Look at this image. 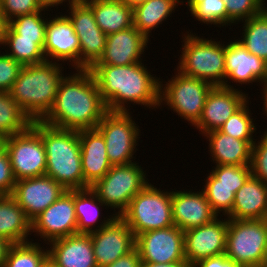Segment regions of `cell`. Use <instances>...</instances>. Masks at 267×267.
Masks as SVG:
<instances>
[{
  "instance_id": "obj_12",
  "label": "cell",
  "mask_w": 267,
  "mask_h": 267,
  "mask_svg": "<svg viewBox=\"0 0 267 267\" xmlns=\"http://www.w3.org/2000/svg\"><path fill=\"white\" fill-rule=\"evenodd\" d=\"M66 15L79 38L80 69H90L104 54L107 35L97 25L92 8L84 1L68 6Z\"/></svg>"
},
{
  "instance_id": "obj_31",
  "label": "cell",
  "mask_w": 267,
  "mask_h": 267,
  "mask_svg": "<svg viewBox=\"0 0 267 267\" xmlns=\"http://www.w3.org/2000/svg\"><path fill=\"white\" fill-rule=\"evenodd\" d=\"M44 43L45 39L21 38L7 24L3 25L0 46L9 47V50L5 49V54L23 66L47 61L43 52Z\"/></svg>"
},
{
  "instance_id": "obj_20",
  "label": "cell",
  "mask_w": 267,
  "mask_h": 267,
  "mask_svg": "<svg viewBox=\"0 0 267 267\" xmlns=\"http://www.w3.org/2000/svg\"><path fill=\"white\" fill-rule=\"evenodd\" d=\"M66 189L47 175L17 180L11 194L32 221L54 203Z\"/></svg>"
},
{
  "instance_id": "obj_25",
  "label": "cell",
  "mask_w": 267,
  "mask_h": 267,
  "mask_svg": "<svg viewBox=\"0 0 267 267\" xmlns=\"http://www.w3.org/2000/svg\"><path fill=\"white\" fill-rule=\"evenodd\" d=\"M228 219H267V184L251 175L235 193Z\"/></svg>"
},
{
  "instance_id": "obj_26",
  "label": "cell",
  "mask_w": 267,
  "mask_h": 267,
  "mask_svg": "<svg viewBox=\"0 0 267 267\" xmlns=\"http://www.w3.org/2000/svg\"><path fill=\"white\" fill-rule=\"evenodd\" d=\"M208 139V151L216 165H250L255 141H244L213 130L203 135Z\"/></svg>"
},
{
  "instance_id": "obj_48",
  "label": "cell",
  "mask_w": 267,
  "mask_h": 267,
  "mask_svg": "<svg viewBox=\"0 0 267 267\" xmlns=\"http://www.w3.org/2000/svg\"><path fill=\"white\" fill-rule=\"evenodd\" d=\"M79 0H38L39 4L41 5L42 8L44 9H49L50 7L52 8H58L59 5H62L64 4L65 5V2H68L67 3V6H70L71 4L73 3H76L78 2Z\"/></svg>"
},
{
  "instance_id": "obj_1",
  "label": "cell",
  "mask_w": 267,
  "mask_h": 267,
  "mask_svg": "<svg viewBox=\"0 0 267 267\" xmlns=\"http://www.w3.org/2000/svg\"><path fill=\"white\" fill-rule=\"evenodd\" d=\"M74 72L61 79L53 106L40 121L61 129H95L108 109L92 72L89 69Z\"/></svg>"
},
{
  "instance_id": "obj_4",
  "label": "cell",
  "mask_w": 267,
  "mask_h": 267,
  "mask_svg": "<svg viewBox=\"0 0 267 267\" xmlns=\"http://www.w3.org/2000/svg\"><path fill=\"white\" fill-rule=\"evenodd\" d=\"M63 68L52 61L22 67L8 92L32 121L41 120L52 108Z\"/></svg>"
},
{
  "instance_id": "obj_33",
  "label": "cell",
  "mask_w": 267,
  "mask_h": 267,
  "mask_svg": "<svg viewBox=\"0 0 267 267\" xmlns=\"http://www.w3.org/2000/svg\"><path fill=\"white\" fill-rule=\"evenodd\" d=\"M242 23L243 30L240 33L242 36L237 40L248 52L267 63V8L261 14L242 21Z\"/></svg>"
},
{
  "instance_id": "obj_3",
  "label": "cell",
  "mask_w": 267,
  "mask_h": 267,
  "mask_svg": "<svg viewBox=\"0 0 267 267\" xmlns=\"http://www.w3.org/2000/svg\"><path fill=\"white\" fill-rule=\"evenodd\" d=\"M41 136L46 153L45 175L66 190L84 189L79 131L61 129L38 120L31 125Z\"/></svg>"
},
{
  "instance_id": "obj_7",
  "label": "cell",
  "mask_w": 267,
  "mask_h": 267,
  "mask_svg": "<svg viewBox=\"0 0 267 267\" xmlns=\"http://www.w3.org/2000/svg\"><path fill=\"white\" fill-rule=\"evenodd\" d=\"M120 217L133 231L135 238L146 231L173 226L171 191H161L148 183L131 199Z\"/></svg>"
},
{
  "instance_id": "obj_19",
  "label": "cell",
  "mask_w": 267,
  "mask_h": 267,
  "mask_svg": "<svg viewBox=\"0 0 267 267\" xmlns=\"http://www.w3.org/2000/svg\"><path fill=\"white\" fill-rule=\"evenodd\" d=\"M227 44V45H226ZM225 44L226 80L223 87L233 89L232 83L245 85L253 82L264 84L267 82V63L254 54L248 52L237 39ZM228 79V80H227ZM229 81V82H228Z\"/></svg>"
},
{
  "instance_id": "obj_44",
  "label": "cell",
  "mask_w": 267,
  "mask_h": 267,
  "mask_svg": "<svg viewBox=\"0 0 267 267\" xmlns=\"http://www.w3.org/2000/svg\"><path fill=\"white\" fill-rule=\"evenodd\" d=\"M15 183L9 155L4 143L0 140V195L12 194Z\"/></svg>"
},
{
  "instance_id": "obj_32",
  "label": "cell",
  "mask_w": 267,
  "mask_h": 267,
  "mask_svg": "<svg viewBox=\"0 0 267 267\" xmlns=\"http://www.w3.org/2000/svg\"><path fill=\"white\" fill-rule=\"evenodd\" d=\"M32 120L10 96L0 91V140L26 131Z\"/></svg>"
},
{
  "instance_id": "obj_52",
  "label": "cell",
  "mask_w": 267,
  "mask_h": 267,
  "mask_svg": "<svg viewBox=\"0 0 267 267\" xmlns=\"http://www.w3.org/2000/svg\"><path fill=\"white\" fill-rule=\"evenodd\" d=\"M44 267H57L55 266L52 262H50L49 260L45 263Z\"/></svg>"
},
{
  "instance_id": "obj_24",
  "label": "cell",
  "mask_w": 267,
  "mask_h": 267,
  "mask_svg": "<svg viewBox=\"0 0 267 267\" xmlns=\"http://www.w3.org/2000/svg\"><path fill=\"white\" fill-rule=\"evenodd\" d=\"M79 142L86 189L102 179L112 165L107 156L105 140L96 128L79 131Z\"/></svg>"
},
{
  "instance_id": "obj_35",
  "label": "cell",
  "mask_w": 267,
  "mask_h": 267,
  "mask_svg": "<svg viewBox=\"0 0 267 267\" xmlns=\"http://www.w3.org/2000/svg\"><path fill=\"white\" fill-rule=\"evenodd\" d=\"M251 175L250 165H215L203 186H225L235 194Z\"/></svg>"
},
{
  "instance_id": "obj_10",
  "label": "cell",
  "mask_w": 267,
  "mask_h": 267,
  "mask_svg": "<svg viewBox=\"0 0 267 267\" xmlns=\"http://www.w3.org/2000/svg\"><path fill=\"white\" fill-rule=\"evenodd\" d=\"M131 113L108 111L96 127L105 140L112 166L133 163L134 154L138 150L136 146L141 131Z\"/></svg>"
},
{
  "instance_id": "obj_38",
  "label": "cell",
  "mask_w": 267,
  "mask_h": 267,
  "mask_svg": "<svg viewBox=\"0 0 267 267\" xmlns=\"http://www.w3.org/2000/svg\"><path fill=\"white\" fill-rule=\"evenodd\" d=\"M49 10H39L34 13L20 15L10 20L6 24L21 38L45 39L46 24L48 17L43 14ZM46 17V19H45Z\"/></svg>"
},
{
  "instance_id": "obj_23",
  "label": "cell",
  "mask_w": 267,
  "mask_h": 267,
  "mask_svg": "<svg viewBox=\"0 0 267 267\" xmlns=\"http://www.w3.org/2000/svg\"><path fill=\"white\" fill-rule=\"evenodd\" d=\"M47 246L48 260L57 267H98L90 234L69 235Z\"/></svg>"
},
{
  "instance_id": "obj_8",
  "label": "cell",
  "mask_w": 267,
  "mask_h": 267,
  "mask_svg": "<svg viewBox=\"0 0 267 267\" xmlns=\"http://www.w3.org/2000/svg\"><path fill=\"white\" fill-rule=\"evenodd\" d=\"M145 172L134 159L131 164L111 166L90 188L107 208L114 209L115 216L120 217L131 199L150 183Z\"/></svg>"
},
{
  "instance_id": "obj_17",
  "label": "cell",
  "mask_w": 267,
  "mask_h": 267,
  "mask_svg": "<svg viewBox=\"0 0 267 267\" xmlns=\"http://www.w3.org/2000/svg\"><path fill=\"white\" fill-rule=\"evenodd\" d=\"M98 267H105L135 248L133 231L121 217H115L105 227L89 233Z\"/></svg>"
},
{
  "instance_id": "obj_13",
  "label": "cell",
  "mask_w": 267,
  "mask_h": 267,
  "mask_svg": "<svg viewBox=\"0 0 267 267\" xmlns=\"http://www.w3.org/2000/svg\"><path fill=\"white\" fill-rule=\"evenodd\" d=\"M32 233L43 238L45 244L78 233L74 190H66L32 220Z\"/></svg>"
},
{
  "instance_id": "obj_50",
  "label": "cell",
  "mask_w": 267,
  "mask_h": 267,
  "mask_svg": "<svg viewBox=\"0 0 267 267\" xmlns=\"http://www.w3.org/2000/svg\"><path fill=\"white\" fill-rule=\"evenodd\" d=\"M261 91H262V100L264 101V102H261V103H263V115L264 114H266L265 116L267 117V82L264 84V86H263V89L261 88ZM266 130H267V128H266Z\"/></svg>"
},
{
  "instance_id": "obj_49",
  "label": "cell",
  "mask_w": 267,
  "mask_h": 267,
  "mask_svg": "<svg viewBox=\"0 0 267 267\" xmlns=\"http://www.w3.org/2000/svg\"><path fill=\"white\" fill-rule=\"evenodd\" d=\"M140 267H191L187 262L173 263H144L141 262Z\"/></svg>"
},
{
  "instance_id": "obj_2",
  "label": "cell",
  "mask_w": 267,
  "mask_h": 267,
  "mask_svg": "<svg viewBox=\"0 0 267 267\" xmlns=\"http://www.w3.org/2000/svg\"><path fill=\"white\" fill-rule=\"evenodd\" d=\"M89 70L108 111L129 112L131 103L149 109L159 107L161 79L147 70L144 63L93 65Z\"/></svg>"
},
{
  "instance_id": "obj_36",
  "label": "cell",
  "mask_w": 267,
  "mask_h": 267,
  "mask_svg": "<svg viewBox=\"0 0 267 267\" xmlns=\"http://www.w3.org/2000/svg\"><path fill=\"white\" fill-rule=\"evenodd\" d=\"M191 16L200 23L217 27L227 26V12L224 0H187Z\"/></svg>"
},
{
  "instance_id": "obj_47",
  "label": "cell",
  "mask_w": 267,
  "mask_h": 267,
  "mask_svg": "<svg viewBox=\"0 0 267 267\" xmlns=\"http://www.w3.org/2000/svg\"><path fill=\"white\" fill-rule=\"evenodd\" d=\"M12 244L13 243H11L8 239L0 236V267H4L8 251Z\"/></svg>"
},
{
  "instance_id": "obj_29",
  "label": "cell",
  "mask_w": 267,
  "mask_h": 267,
  "mask_svg": "<svg viewBox=\"0 0 267 267\" xmlns=\"http://www.w3.org/2000/svg\"><path fill=\"white\" fill-rule=\"evenodd\" d=\"M74 205L77 219L78 233L89 234L98 231L109 224L116 216L114 214L103 217L100 206H107L97 197L91 188L74 190ZM101 222H100V220ZM99 223V224H98Z\"/></svg>"
},
{
  "instance_id": "obj_42",
  "label": "cell",
  "mask_w": 267,
  "mask_h": 267,
  "mask_svg": "<svg viewBox=\"0 0 267 267\" xmlns=\"http://www.w3.org/2000/svg\"><path fill=\"white\" fill-rule=\"evenodd\" d=\"M260 138L252 145L250 168L255 178L267 184V130Z\"/></svg>"
},
{
  "instance_id": "obj_14",
  "label": "cell",
  "mask_w": 267,
  "mask_h": 267,
  "mask_svg": "<svg viewBox=\"0 0 267 267\" xmlns=\"http://www.w3.org/2000/svg\"><path fill=\"white\" fill-rule=\"evenodd\" d=\"M135 247L144 263L186 262L184 232L175 225L139 234Z\"/></svg>"
},
{
  "instance_id": "obj_30",
  "label": "cell",
  "mask_w": 267,
  "mask_h": 267,
  "mask_svg": "<svg viewBox=\"0 0 267 267\" xmlns=\"http://www.w3.org/2000/svg\"><path fill=\"white\" fill-rule=\"evenodd\" d=\"M183 3V0H148L135 5L133 26L150 40L151 31L159 28L158 25L163 24L175 12L178 5Z\"/></svg>"
},
{
  "instance_id": "obj_34",
  "label": "cell",
  "mask_w": 267,
  "mask_h": 267,
  "mask_svg": "<svg viewBox=\"0 0 267 267\" xmlns=\"http://www.w3.org/2000/svg\"><path fill=\"white\" fill-rule=\"evenodd\" d=\"M23 242L12 244L4 267H44L48 261V247L40 246L38 242ZM43 248V249H42Z\"/></svg>"
},
{
  "instance_id": "obj_27",
  "label": "cell",
  "mask_w": 267,
  "mask_h": 267,
  "mask_svg": "<svg viewBox=\"0 0 267 267\" xmlns=\"http://www.w3.org/2000/svg\"><path fill=\"white\" fill-rule=\"evenodd\" d=\"M32 221L11 194L0 195V236L11 243L31 241Z\"/></svg>"
},
{
  "instance_id": "obj_18",
  "label": "cell",
  "mask_w": 267,
  "mask_h": 267,
  "mask_svg": "<svg viewBox=\"0 0 267 267\" xmlns=\"http://www.w3.org/2000/svg\"><path fill=\"white\" fill-rule=\"evenodd\" d=\"M250 97L239 88L213 86L194 127L204 135L218 130Z\"/></svg>"
},
{
  "instance_id": "obj_51",
  "label": "cell",
  "mask_w": 267,
  "mask_h": 267,
  "mask_svg": "<svg viewBox=\"0 0 267 267\" xmlns=\"http://www.w3.org/2000/svg\"><path fill=\"white\" fill-rule=\"evenodd\" d=\"M122 1H124L126 4H129V5H131L133 7L135 5H138L140 3L146 2L148 0H122Z\"/></svg>"
},
{
  "instance_id": "obj_16",
  "label": "cell",
  "mask_w": 267,
  "mask_h": 267,
  "mask_svg": "<svg viewBox=\"0 0 267 267\" xmlns=\"http://www.w3.org/2000/svg\"><path fill=\"white\" fill-rule=\"evenodd\" d=\"M221 217L184 232L185 259L191 267L201 259L225 253L228 218Z\"/></svg>"
},
{
  "instance_id": "obj_22",
  "label": "cell",
  "mask_w": 267,
  "mask_h": 267,
  "mask_svg": "<svg viewBox=\"0 0 267 267\" xmlns=\"http://www.w3.org/2000/svg\"><path fill=\"white\" fill-rule=\"evenodd\" d=\"M149 40L134 26L107 35L104 54L94 65L125 66L139 63Z\"/></svg>"
},
{
  "instance_id": "obj_5",
  "label": "cell",
  "mask_w": 267,
  "mask_h": 267,
  "mask_svg": "<svg viewBox=\"0 0 267 267\" xmlns=\"http://www.w3.org/2000/svg\"><path fill=\"white\" fill-rule=\"evenodd\" d=\"M185 33L182 34L180 59L174 70L213 86H223L226 80L225 42L200 37L192 30Z\"/></svg>"
},
{
  "instance_id": "obj_28",
  "label": "cell",
  "mask_w": 267,
  "mask_h": 267,
  "mask_svg": "<svg viewBox=\"0 0 267 267\" xmlns=\"http://www.w3.org/2000/svg\"><path fill=\"white\" fill-rule=\"evenodd\" d=\"M99 28L112 34L133 26V7L122 0H84Z\"/></svg>"
},
{
  "instance_id": "obj_15",
  "label": "cell",
  "mask_w": 267,
  "mask_h": 267,
  "mask_svg": "<svg viewBox=\"0 0 267 267\" xmlns=\"http://www.w3.org/2000/svg\"><path fill=\"white\" fill-rule=\"evenodd\" d=\"M59 14L48 18L43 47L44 55L47 61L56 63L68 61L69 67L71 65L72 69H80L79 38L66 14L60 12Z\"/></svg>"
},
{
  "instance_id": "obj_53",
  "label": "cell",
  "mask_w": 267,
  "mask_h": 267,
  "mask_svg": "<svg viewBox=\"0 0 267 267\" xmlns=\"http://www.w3.org/2000/svg\"><path fill=\"white\" fill-rule=\"evenodd\" d=\"M3 23L1 21V18H0V41H1V35H2V28H3Z\"/></svg>"
},
{
  "instance_id": "obj_37",
  "label": "cell",
  "mask_w": 267,
  "mask_h": 267,
  "mask_svg": "<svg viewBox=\"0 0 267 267\" xmlns=\"http://www.w3.org/2000/svg\"><path fill=\"white\" fill-rule=\"evenodd\" d=\"M249 102L248 99L218 130L236 139L255 141L253 134L257 131V126L254 124Z\"/></svg>"
},
{
  "instance_id": "obj_9",
  "label": "cell",
  "mask_w": 267,
  "mask_h": 267,
  "mask_svg": "<svg viewBox=\"0 0 267 267\" xmlns=\"http://www.w3.org/2000/svg\"><path fill=\"white\" fill-rule=\"evenodd\" d=\"M177 72V73H176ZM175 75L163 84L160 81V103L168 106L180 118L194 126L205 105V100L213 85L207 81L183 75L178 70Z\"/></svg>"
},
{
  "instance_id": "obj_40",
  "label": "cell",
  "mask_w": 267,
  "mask_h": 267,
  "mask_svg": "<svg viewBox=\"0 0 267 267\" xmlns=\"http://www.w3.org/2000/svg\"><path fill=\"white\" fill-rule=\"evenodd\" d=\"M202 190L206 195L211 209L218 216L224 215L225 217L231 212L235 195L231 188L225 186H203ZM221 212L223 214H221Z\"/></svg>"
},
{
  "instance_id": "obj_46",
  "label": "cell",
  "mask_w": 267,
  "mask_h": 267,
  "mask_svg": "<svg viewBox=\"0 0 267 267\" xmlns=\"http://www.w3.org/2000/svg\"><path fill=\"white\" fill-rule=\"evenodd\" d=\"M141 259L138 249L135 247L128 254L121 256L115 262L105 267H140Z\"/></svg>"
},
{
  "instance_id": "obj_43",
  "label": "cell",
  "mask_w": 267,
  "mask_h": 267,
  "mask_svg": "<svg viewBox=\"0 0 267 267\" xmlns=\"http://www.w3.org/2000/svg\"><path fill=\"white\" fill-rule=\"evenodd\" d=\"M23 65L0 51V91L8 92L18 78Z\"/></svg>"
},
{
  "instance_id": "obj_21",
  "label": "cell",
  "mask_w": 267,
  "mask_h": 267,
  "mask_svg": "<svg viewBox=\"0 0 267 267\" xmlns=\"http://www.w3.org/2000/svg\"><path fill=\"white\" fill-rule=\"evenodd\" d=\"M171 201L174 225L183 232L209 224L218 217L203 190L171 191Z\"/></svg>"
},
{
  "instance_id": "obj_11",
  "label": "cell",
  "mask_w": 267,
  "mask_h": 267,
  "mask_svg": "<svg viewBox=\"0 0 267 267\" xmlns=\"http://www.w3.org/2000/svg\"><path fill=\"white\" fill-rule=\"evenodd\" d=\"M9 155L15 180L45 175L46 153L40 134L30 126L26 131L2 140Z\"/></svg>"
},
{
  "instance_id": "obj_6",
  "label": "cell",
  "mask_w": 267,
  "mask_h": 267,
  "mask_svg": "<svg viewBox=\"0 0 267 267\" xmlns=\"http://www.w3.org/2000/svg\"><path fill=\"white\" fill-rule=\"evenodd\" d=\"M225 255L242 267L267 266V219H228Z\"/></svg>"
},
{
  "instance_id": "obj_45",
  "label": "cell",
  "mask_w": 267,
  "mask_h": 267,
  "mask_svg": "<svg viewBox=\"0 0 267 267\" xmlns=\"http://www.w3.org/2000/svg\"><path fill=\"white\" fill-rule=\"evenodd\" d=\"M192 267H242L240 264L229 259L225 253L209 258H204L194 264Z\"/></svg>"
},
{
  "instance_id": "obj_41",
  "label": "cell",
  "mask_w": 267,
  "mask_h": 267,
  "mask_svg": "<svg viewBox=\"0 0 267 267\" xmlns=\"http://www.w3.org/2000/svg\"><path fill=\"white\" fill-rule=\"evenodd\" d=\"M47 10L41 7L38 0H0V18L3 24L17 16Z\"/></svg>"
},
{
  "instance_id": "obj_39",
  "label": "cell",
  "mask_w": 267,
  "mask_h": 267,
  "mask_svg": "<svg viewBox=\"0 0 267 267\" xmlns=\"http://www.w3.org/2000/svg\"><path fill=\"white\" fill-rule=\"evenodd\" d=\"M227 12V27L261 14L266 8L264 0H224Z\"/></svg>"
}]
</instances>
